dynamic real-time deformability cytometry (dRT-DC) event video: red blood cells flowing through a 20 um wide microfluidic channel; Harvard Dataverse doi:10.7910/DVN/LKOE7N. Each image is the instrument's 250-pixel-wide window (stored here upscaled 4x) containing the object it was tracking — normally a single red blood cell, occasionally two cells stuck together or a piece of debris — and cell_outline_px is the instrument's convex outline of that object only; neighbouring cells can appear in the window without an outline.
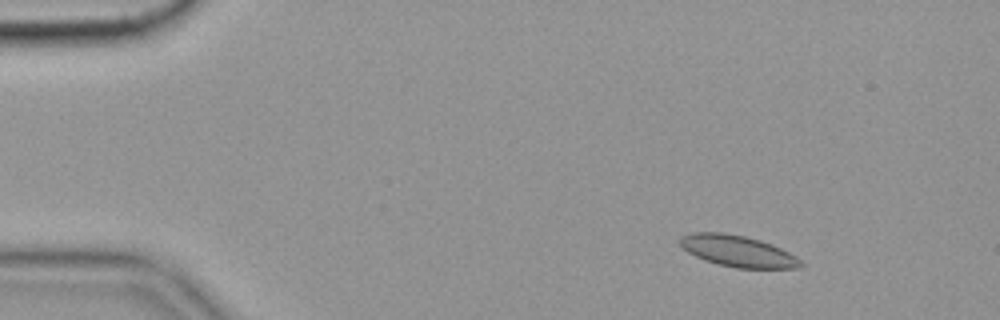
{"species": "common noctule bat (a hibernating species)", "species_latin": "Nyctalus noctula", "temperature_condition": "cold", "stored_images_in_passage": 57, "camera_frame_rate_fps": 3000, "um_per_image_px": 0.085, "animal": {"sex": "female", "body_mass_g": 19.9}, "frame": {"image": 1, "passage_image": 7, "time_ms": 2.0, "image_size_px": [1000, 320], "cell_outline_px": [[804, 264], [800, 268], [736, 268], [716, 264], [704, 260], [688, 252], [680, 244], [680, 236], [692, 232], [724, 232], [744, 236], [760, 240], [772, 244], [796, 256]], "centroid_in_image_um": [62.7, 21.34], "position_along_channel_um": 22.3, "area_um2": 22.08}}
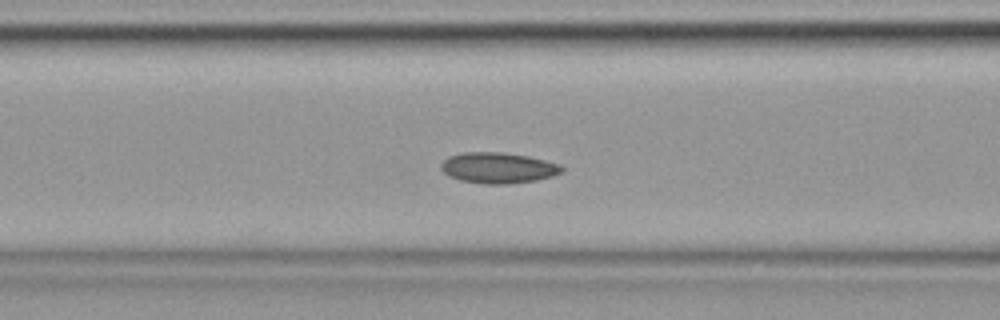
{"frame": {"image": 2, "passage_image": 23, "time_ms": 7.333, "image_size_px": [1000, 320], "cell_outline_px": [[564, 172], [552, 176], [536, 180], [508, 184], [480, 184], [460, 180], [448, 176], [440, 168], [440, 164], [448, 156], [464, 152], [500, 152], [528, 156], [560, 164], [564, 168]], "centroid_in_image_um": [42.33, 14.27], "position_along_channel_um": 124.3, "area_um2": 21.85}}
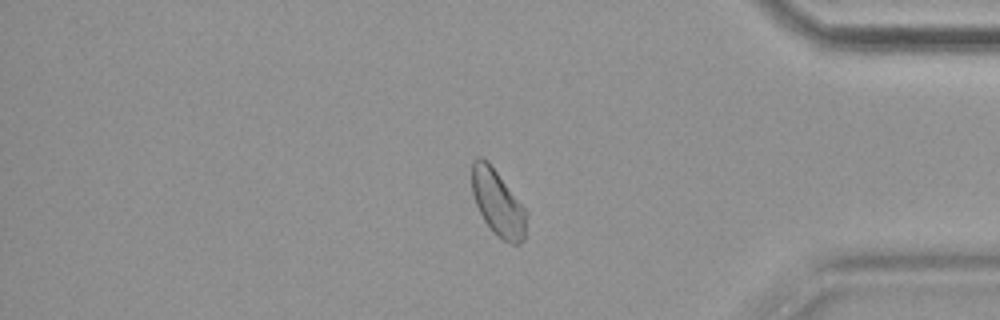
{"frame": {"image": 3, "passage_image": 48, "time_ms": 15.667, "image_size_px": [1000, 320], "cell_outline_px": [[528, 212], [524, 240], [520, 244], [512, 244], [496, 236], [492, 232], [484, 220], [476, 204], [472, 192], [472, 160], [480, 156], [488, 160]], "centroid_in_image_um": [42.33, 17.26], "position_along_channel_um": 392.9, "area_um2": 21.15}, "authors_computed_cell_mechanics": {"area_um2": 21.675, "velocity_mm_per_s": 3.501, "shape_relaxation_time_tau1_ms": null, "shape_relaxation_time_tau2_ms": 5.378, "deformation_change_tau1": null, "deformation_change_tau2": 0.0954}}